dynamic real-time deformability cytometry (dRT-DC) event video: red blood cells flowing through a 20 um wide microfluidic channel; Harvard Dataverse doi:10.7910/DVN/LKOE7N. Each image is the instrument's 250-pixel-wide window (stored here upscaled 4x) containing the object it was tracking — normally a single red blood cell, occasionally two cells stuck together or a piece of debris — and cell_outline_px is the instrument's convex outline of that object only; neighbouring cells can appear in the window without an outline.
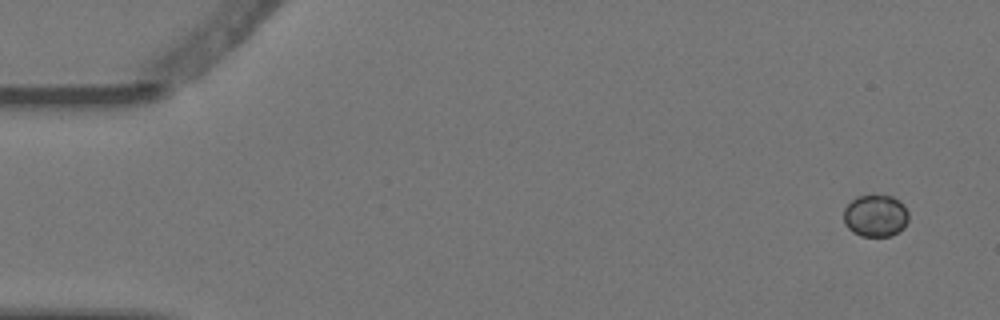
{"species": "Egyptian fruit bat (a non-hibernating species)", "species_latin": "Rousettus aegyptiacus", "temperature_condition": "warm", "stored_images_in_passage": 4, "camera_frame_rate_fps": 3000, "um_per_image_px": 0.085, "animal": {"sex": "female"}, "frame": {"image": 1, "passage_image": 1, "time_ms": 0.0, "image_size_px": [1000, 320], "cell_outline_px": [[908, 220], [904, 228], [892, 236], [860, 236], [852, 232], [844, 224], [844, 208], [856, 196], [872, 192], [892, 196], [900, 200], [904, 204], [908, 212]], "centroid_in_image_um": [74.42, 18.29], "position_along_channel_um": 10.6, "area_um2": 16.59}}